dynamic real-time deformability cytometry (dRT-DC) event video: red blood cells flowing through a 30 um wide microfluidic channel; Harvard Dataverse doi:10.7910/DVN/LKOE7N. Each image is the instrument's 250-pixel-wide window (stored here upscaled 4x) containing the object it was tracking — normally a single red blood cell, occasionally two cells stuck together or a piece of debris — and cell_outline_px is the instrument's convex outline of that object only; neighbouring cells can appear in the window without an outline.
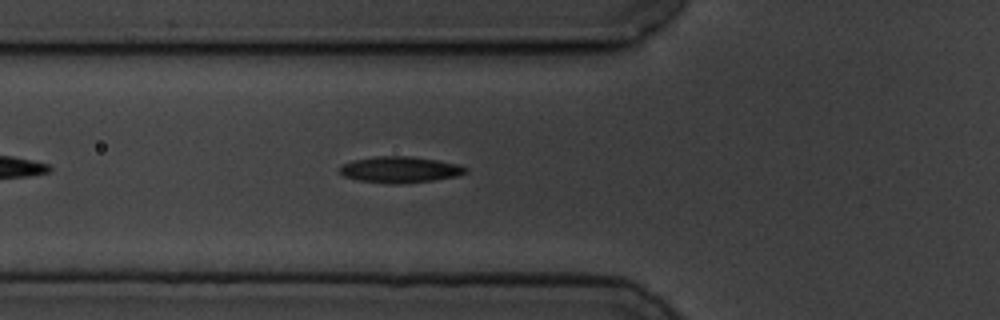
{"species": "common noctule bat (a hibernating species)", "species_latin": "Nyctalus noctula", "temperature_condition": "cold", "stored_images_in_passage": 43, "camera_frame_rate_fps": 3000, "um_per_image_px": 0.085, "animal": {"sex": "male", "body_mass_g": 19.5, "forearm_length_mm": 54.6}, "frame": {"image": 1, "passage_image": 7, "time_ms": 2.0, "image_size_px": [1000, 320], "cell_outline_px": [[468, 172], [456, 176], [432, 180], [400, 184], [388, 184], [356, 180], [344, 176], [340, 172], [340, 168], [344, 164], [356, 160], [376, 156], [408, 156], [436, 160], [456, 164], [468, 168]], "centroid_in_image_um": [34.0, 14.43], "position_along_channel_um": 91.8, "area_um2": 19.02}}
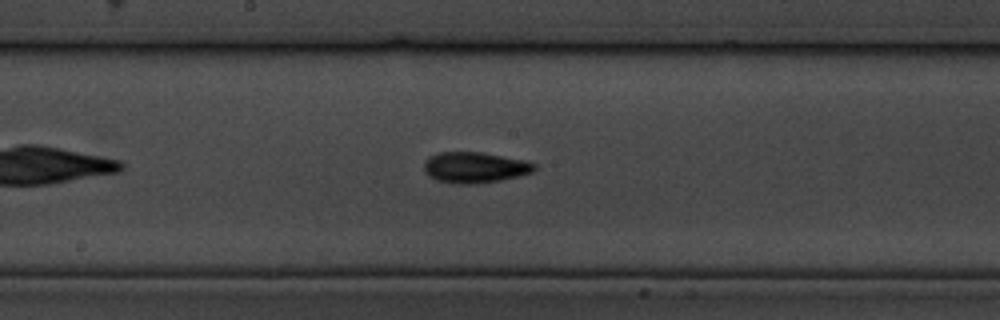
{"frame": {"image": 2, "passage_image": 17, "time_ms": 5.333, "image_size_px": [1000, 320], "cell_outline_px": [[536, 168], [532, 172], [520, 176], [500, 180], [476, 184], [456, 184], [436, 180], [428, 176], [424, 172], [424, 164], [428, 156], [436, 152], [484, 152], [524, 160], [536, 164]], "centroid_in_image_um": [40.33, 14.23], "position_along_channel_um": 207.9, "area_um2": 20.11}}
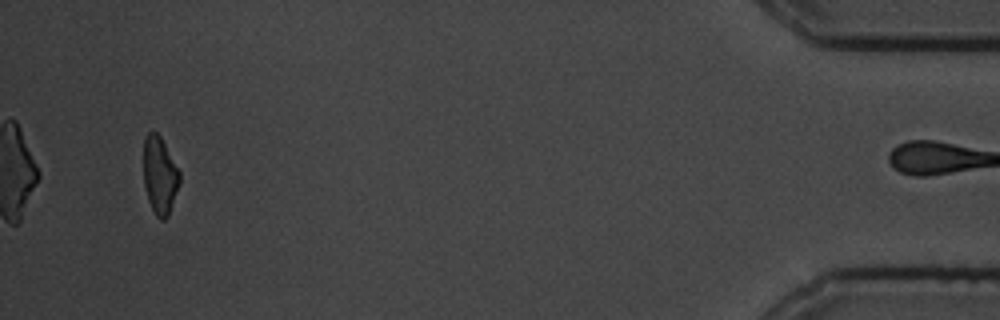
{"frame": {"image": 3, "passage_image": 42, "time_ms": 13.667, "image_size_px": [1000, 320], "cell_outline_px": [[180, 184], [168, 216], [164, 220], [160, 220], [156, 216], [148, 200], [144, 184], [144, 140], [148, 132], [156, 132], [160, 136], [180, 172]], "centroid_in_image_um": [13.59, 14.93], "position_along_channel_um": 421.6, "area_um2": 16.18}, "authors_computed_cell_mechanics": {"area_um2": 18.2648, "velocity_mm_per_s": 3.4698, "shape_relaxation_time_tau1_ms": 4.4509, "shape_relaxation_time_tau2_ms": null, "deformation_change_tau1": 0.1295, "deformation_change_tau2": null}}